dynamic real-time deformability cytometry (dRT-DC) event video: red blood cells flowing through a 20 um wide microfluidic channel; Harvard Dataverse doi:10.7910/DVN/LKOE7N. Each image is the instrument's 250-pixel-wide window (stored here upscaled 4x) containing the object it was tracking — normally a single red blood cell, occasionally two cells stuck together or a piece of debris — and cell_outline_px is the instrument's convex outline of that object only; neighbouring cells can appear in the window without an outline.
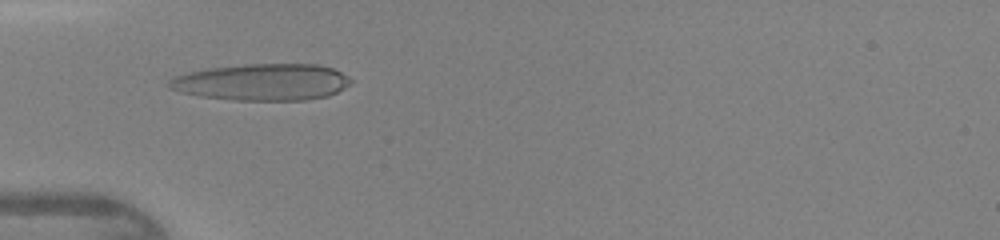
{"species": "human", "species_latin": "Homo sapiens", "temperature_condition": "warm", "stored_images_in_passage": 38, "camera_frame_rate_fps": 3000, "um_per_image_px": 0.085, "donor": {"sex": "female"}, "frame": {"image": 1, "passage_image": 12, "time_ms": 3.667, "image_size_px": [1000, 240], "cell_outline_px": [[352, 80], [344, 88], [328, 96], [304, 100], [236, 100], [200, 96], [180, 92], [168, 88], [168, 80], [176, 76], [192, 72], [212, 68], [244, 64], [316, 64], [332, 68], [348, 76]], "centroid_in_image_um": [22.3, 6.98], "position_along_channel_um": 62.7, "area_um2": 38.55}}
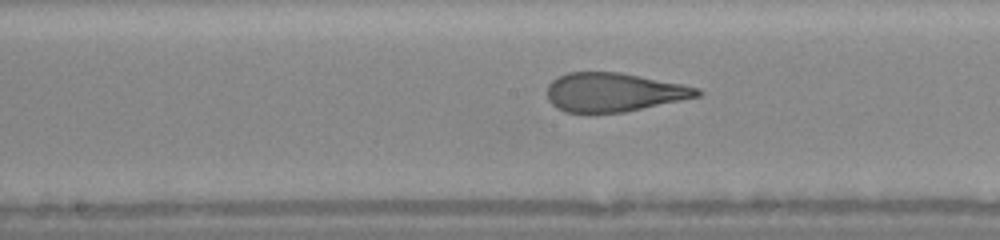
{"frame": {"image": 2, "passage_image": 21, "time_ms": 6.667, "image_size_px": [1000, 240], "cell_outline_px": [[704, 92], [700, 96], [624, 112], [564, 112], [556, 108], [548, 100], [548, 84], [556, 76], [568, 72], [620, 72], [700, 88]], "centroid_in_image_um": [52.15, 7.83], "position_along_channel_um": 196.1, "area_um2": 33.81}}
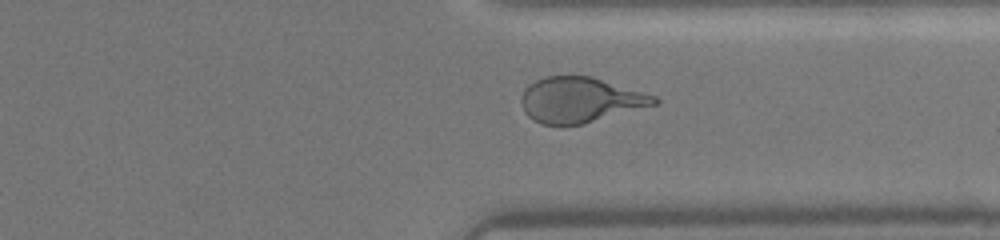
{"frame": {"image": 3, "passage_image": 32, "time_ms": 10.333, "image_size_px": [1000, 240], "cell_outline_px": [[660, 104], [584, 124], [540, 124], [528, 116], [524, 112], [520, 100], [524, 88], [536, 80], [544, 76], [592, 76], [656, 96], [660, 100]], "centroid_in_image_um": [49.34, 8.49], "position_along_channel_um": 362.1, "area_um2": 35.32}}